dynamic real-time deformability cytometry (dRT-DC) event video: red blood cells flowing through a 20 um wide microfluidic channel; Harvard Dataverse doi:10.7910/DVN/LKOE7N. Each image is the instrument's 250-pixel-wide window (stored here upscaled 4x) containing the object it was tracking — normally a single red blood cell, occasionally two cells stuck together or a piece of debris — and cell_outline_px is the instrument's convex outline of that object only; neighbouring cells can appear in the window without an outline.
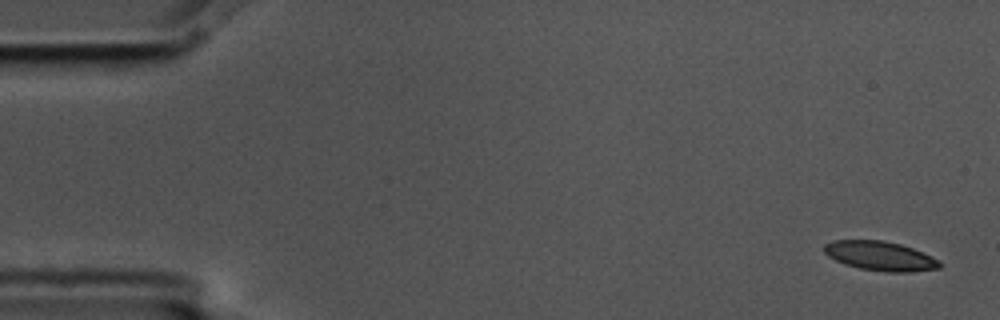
{"species": "common noctule bat (a hibernating species)", "species_latin": "Nyctalus noctula", "temperature_condition": "cold", "stored_images_in_passage": 6, "camera_frame_rate_fps": 3000, "um_per_image_px": 0.085, "animal": {"sex": "male", "body_mass_g": 17.5, "forearm_length_mm": 52.3}, "frame": {"image": 1, "passage_image": 1, "time_ms": 0.0, "image_size_px": [1000, 320], "cell_outline_px": [[940, 268], [908, 272], [884, 272], [860, 268], [844, 264], [828, 256], [824, 252], [824, 244], [832, 240], [880, 240], [900, 244], [912, 248], [940, 260]], "centroid_in_image_um": [74.79, 21.76], "position_along_channel_um": 10.2, "area_um2": 19.65}}
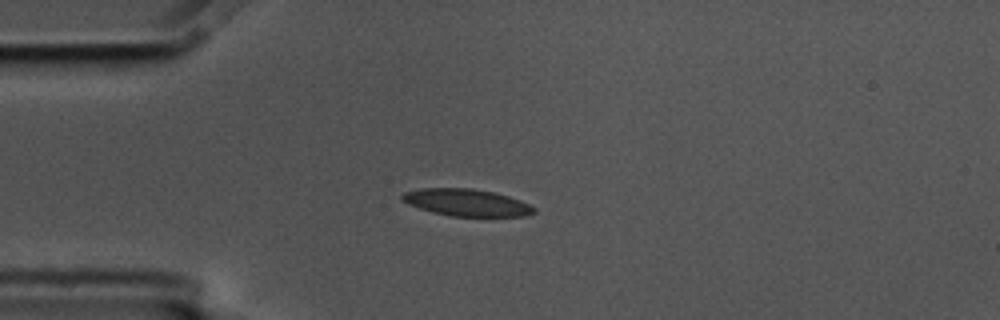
{"frame": {"image": 2, "passage_image": 4, "time_ms": 1.0, "image_size_px": [1000, 320], "cell_outline_px": [[536, 212], [524, 216], [452, 216], [432, 212], [408, 204], [400, 200], [400, 196], [404, 192], [420, 188], [472, 188], [492, 192], [508, 196], [520, 200], [536, 208]], "centroid_in_image_um": [39.63, 17.21], "position_along_channel_um": 45.4, "area_um2": 20.75}}
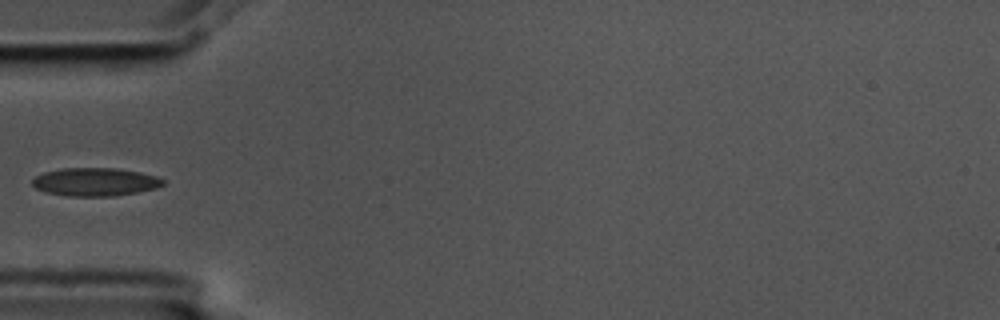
{"frame": {"image": 3, "passage_image": 5, "time_ms": 1.333, "image_size_px": [1000, 320], "cell_outline_px": [[164, 184], [156, 188], [136, 192], [112, 196], [68, 196], [48, 192], [36, 188], [32, 184], [32, 180], [36, 176], [44, 172], [64, 168], [116, 168], [140, 172], [156, 176], [164, 180]], "centroid_in_image_um": [8.09, 15.45], "position_along_channel_um": 76.9, "area_um2": 21.27}}